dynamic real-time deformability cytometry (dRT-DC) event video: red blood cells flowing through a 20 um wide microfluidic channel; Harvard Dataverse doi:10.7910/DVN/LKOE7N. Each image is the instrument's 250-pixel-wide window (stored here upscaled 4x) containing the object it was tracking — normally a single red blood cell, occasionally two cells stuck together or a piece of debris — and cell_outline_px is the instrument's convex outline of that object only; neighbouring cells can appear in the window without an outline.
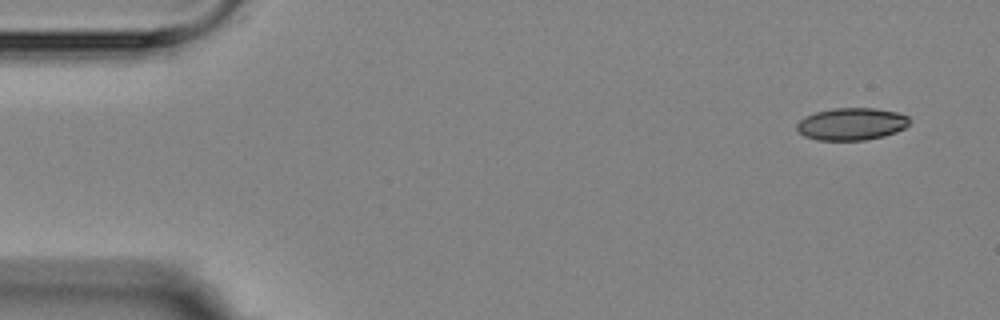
{"species": "Egyptian fruit bat (a non-hibernating species)", "species_latin": "Rousettus aegyptiacus", "temperature_condition": "room temperature", "stored_images_in_passage": 16, "camera_frame_rate_fps": 3000, "um_per_image_px": 0.085, "animal": {"sex": "female"}, "frame": {"image": 1, "passage_image": 1, "time_ms": 0.0, "image_size_px": [1000, 320], "cell_outline_px": [[912, 120], [904, 128], [896, 132], [884, 136], [864, 140], [816, 140], [804, 136], [796, 128], [796, 124], [804, 116], [816, 112], [832, 108], [876, 108], [896, 112], [908, 116]], "centroid_in_image_um": [72.38, 10.53], "position_along_channel_um": 12.6, "area_um2": 21.33}}
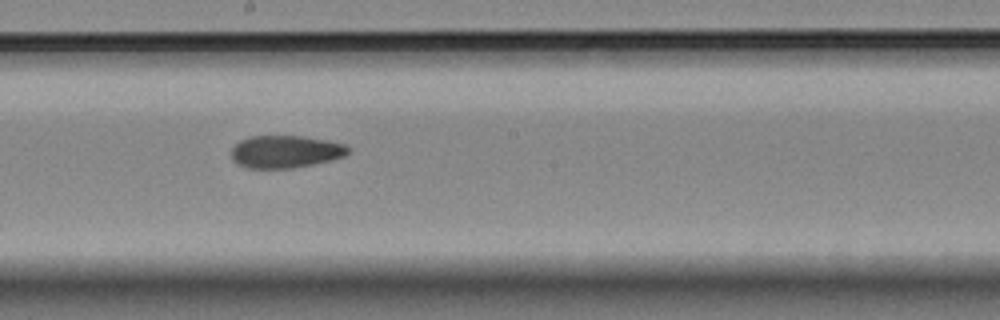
{"frame": {"image": 2, "passage_image": 9, "time_ms": 9.0, "image_size_px": [1000, 320], "cell_outline_px": [[352, 148], [344, 156], [332, 160], [292, 168], [248, 168], [236, 164], [232, 160], [232, 148], [240, 140], [248, 136], [304, 136], [328, 140], [348, 144]], "centroid_in_image_um": [24.29, 12.88], "position_along_channel_um": 223.9, "area_um2": 22.37}}
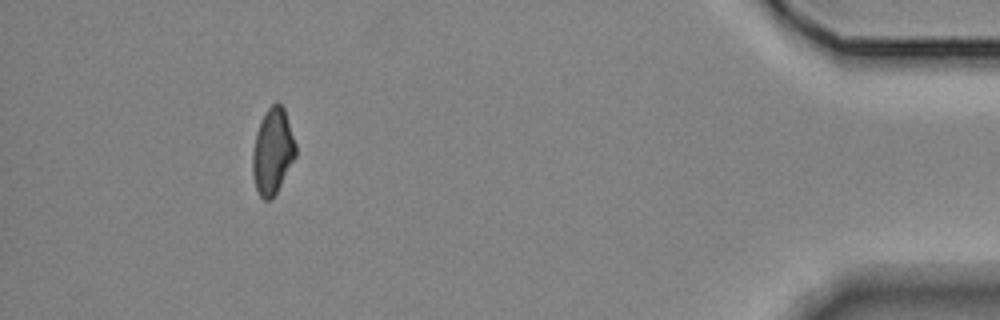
{"frame": {"image": 3, "passage_image": 15, "time_ms": 16.0, "image_size_px": [1000, 320], "cell_outline_px": [[296, 156], [272, 200], [264, 200], [260, 196], [256, 188], [252, 172], [252, 152], [256, 132], [260, 120], [264, 112], [276, 100], [284, 108], [296, 144]], "centroid_in_image_um": [23.16, 12.85], "position_along_channel_um": 412.0, "area_um2": 21.68}, "authors_computed_cell_mechanics": {"area_um2": 22.3686, "velocity_mm_per_s": 3.5532, "shape_relaxation_time_tau1_ms": 6.3843, "shape_relaxation_time_tau2_ms": 3.9323, "deformation_change_tau1": 0.1393, "deformation_change_tau2": 0.0951}}